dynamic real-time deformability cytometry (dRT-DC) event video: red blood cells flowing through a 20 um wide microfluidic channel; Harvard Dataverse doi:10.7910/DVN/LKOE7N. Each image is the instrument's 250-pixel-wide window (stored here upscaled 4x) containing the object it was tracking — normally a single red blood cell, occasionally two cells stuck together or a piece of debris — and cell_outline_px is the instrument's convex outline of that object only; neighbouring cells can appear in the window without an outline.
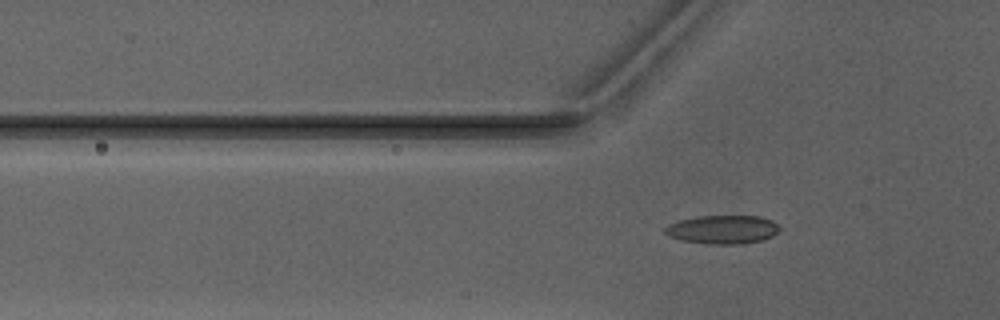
{"species": "Egyptian fruit bat (a non-hibernating species)", "species_latin": "Rousettus aegyptiacus", "temperature_condition": "warm", "stored_images_in_passage": 5, "camera_frame_rate_fps": 3000, "um_per_image_px": 0.085, "animal": {"sex": "male"}, "frame": {"image": 1, "passage_image": 5, "time_ms": 5.667, "image_size_px": [1000, 320], "cell_outline_px": [[780, 232], [764, 240], [744, 244], [708, 244], [680, 240], [668, 236], [664, 232], [664, 228], [668, 224], [680, 220], [700, 216], [760, 216], [772, 220], [780, 228]], "centroid_in_image_um": [61.44, 19.52], "position_along_channel_um": 64.4, "area_um2": 19.31}}